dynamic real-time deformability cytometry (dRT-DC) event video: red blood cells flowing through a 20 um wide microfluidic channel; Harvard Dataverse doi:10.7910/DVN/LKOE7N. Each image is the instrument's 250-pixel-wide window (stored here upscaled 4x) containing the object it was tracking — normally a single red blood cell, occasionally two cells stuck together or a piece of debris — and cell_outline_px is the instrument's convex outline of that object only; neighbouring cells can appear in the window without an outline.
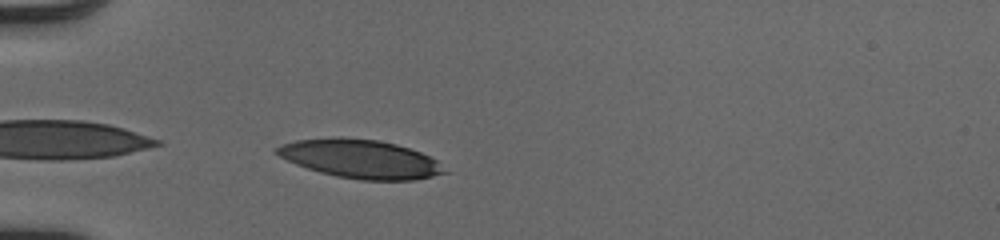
{"species": "human", "species_latin": "Homo sapiens", "temperature_condition": "cold", "stored_images_in_passage": 33, "camera_frame_rate_fps": 3000, "um_per_image_px": 0.085, "donor": {"sex": "male"}, "frame": {"image": 1, "passage_image": 1, "time_ms": 0.0, "image_size_px": [1000, 240], "cell_outline_px": [[448, 172], [432, 176], [412, 180], [360, 180], [336, 176], [320, 172], [296, 164], [280, 156], [276, 152], [276, 148], [284, 144], [296, 140], [340, 136], [380, 140], [396, 144], [420, 152], [436, 160]], "centroid_in_image_um": [30.64, 13.5], "position_along_channel_um": 54.4, "area_um2": 37.51}}
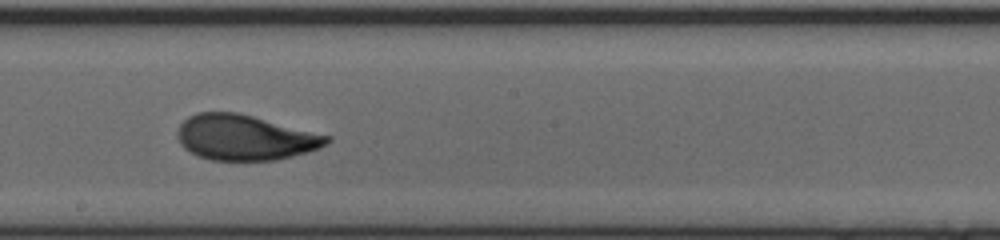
{"frame": {"image": 2, "passage_image": 15, "time_ms": 4.667, "image_size_px": [1000, 240], "cell_outline_px": [[332, 140], [316, 148], [292, 156], [276, 160], [212, 160], [200, 156], [184, 148], [180, 144], [176, 132], [180, 124], [188, 116], [196, 112], [240, 112], [332, 136]], "centroid_in_image_um": [20.8, 11.66], "position_along_channel_um": 227.4, "area_um2": 39.48}}
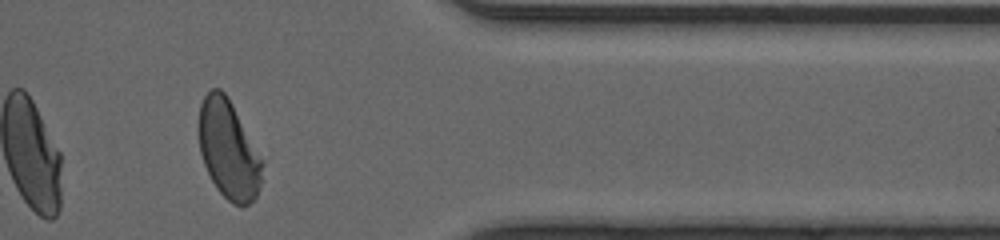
{"frame": {"image": 3, "passage_image": 28, "time_ms": 9.0, "image_size_px": [1000, 240], "cell_outline_px": [[264, 164], [260, 184], [256, 196], [248, 204], [232, 204], [216, 188], [204, 164], [200, 152], [200, 104], [204, 96], [212, 88], [220, 88], [228, 96], [264, 160]], "centroid_in_image_um": [19.45, 12.7], "position_along_channel_um": 391.9, "area_um2": 36.24}, "authors_computed_cell_mechanics": {"area_um2": 39.3618, "velocity_mm_per_s": 4.1029, "shape_relaxation_time_tau1_ms": 3.1412, "shape_relaxation_time_tau2_ms": 0.8305, "deformation_change_tau1": 0.1689, "deformation_change_tau2": 0.0646}}